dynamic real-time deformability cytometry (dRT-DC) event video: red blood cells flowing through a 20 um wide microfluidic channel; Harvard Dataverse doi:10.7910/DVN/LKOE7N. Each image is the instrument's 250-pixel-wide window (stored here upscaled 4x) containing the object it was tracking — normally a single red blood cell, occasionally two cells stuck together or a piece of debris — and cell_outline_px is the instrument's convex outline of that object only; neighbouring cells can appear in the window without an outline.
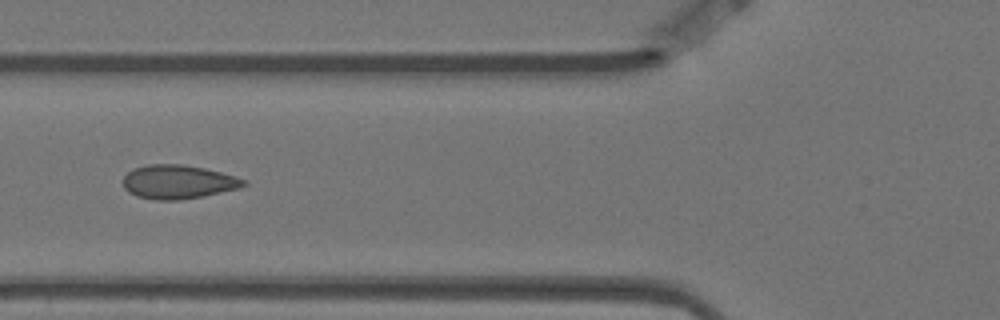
{"species": "Egyptian fruit bat (a non-hibernating species)", "species_latin": "Rousettus aegyptiacus", "temperature_condition": "warm", "stored_images_in_passage": 14, "camera_frame_rate_fps": 3000, "um_per_image_px": 0.085, "animal": {"sex": "female"}, "frame": {"image": 1, "passage_image": 5, "time_ms": 1.333, "image_size_px": [1000, 320], "cell_outline_px": [[248, 184], [240, 188], [204, 196], [180, 200], [156, 200], [136, 196], [128, 192], [124, 188], [124, 176], [132, 168], [148, 164], [180, 164], [204, 168], [236, 176], [248, 180]], "centroid_in_image_um": [15.16, 15.46], "position_along_channel_um": 110.6, "area_um2": 23.99}}
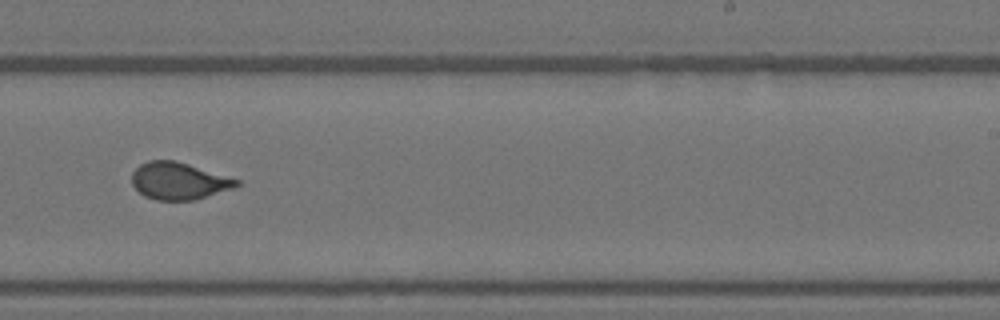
{"frame": {"image": 2, "passage_image": 9, "time_ms": 2.667, "image_size_px": [1000, 320], "cell_outline_px": [[240, 184], [236, 188], [192, 200], [156, 200], [144, 196], [132, 184], [132, 172], [140, 164], [148, 160], [176, 160], [240, 180]], "centroid_in_image_um": [15.2, 15.37], "position_along_channel_um": 273.8, "area_um2": 22.66}}
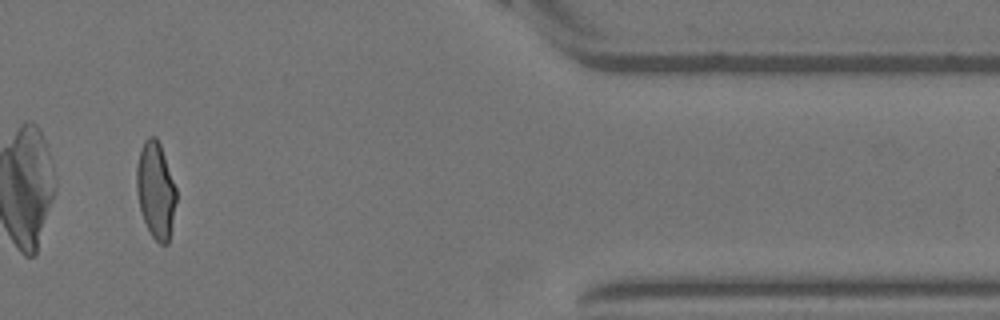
{"frame": {"image": 3, "passage_image": 13, "time_ms": 4.0, "image_size_px": [1000, 320], "cell_outline_px": [[176, 200], [168, 244], [160, 244], [152, 236], [144, 220], [140, 208], [136, 192], [136, 168], [140, 148], [144, 140], [148, 136], [156, 136], [160, 144], [176, 188]], "centroid_in_image_um": [13.22, 16.13], "position_along_channel_um": 398.2, "area_um2": 22.14}}